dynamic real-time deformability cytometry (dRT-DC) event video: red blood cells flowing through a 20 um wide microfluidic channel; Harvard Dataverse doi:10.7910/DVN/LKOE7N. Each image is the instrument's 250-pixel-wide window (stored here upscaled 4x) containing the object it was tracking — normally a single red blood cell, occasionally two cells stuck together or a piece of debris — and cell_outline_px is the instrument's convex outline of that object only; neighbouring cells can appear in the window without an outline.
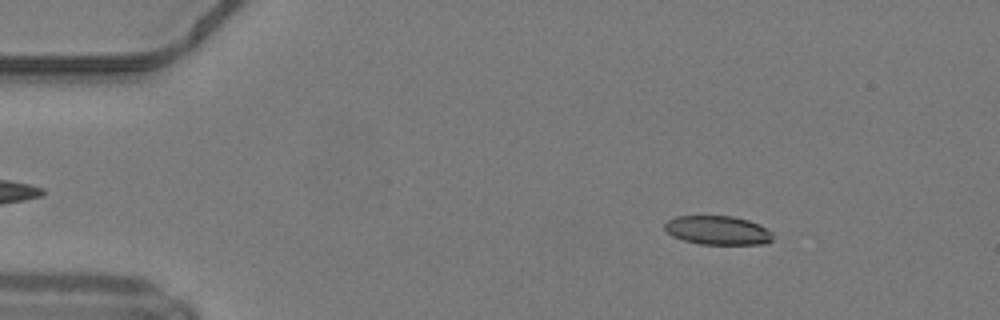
{"species": "common noctule bat (a hibernating species)", "species_latin": "Nyctalus noctula", "temperature_condition": "warm", "stored_images_in_passage": 46, "camera_frame_rate_fps": 3000, "um_per_image_px": 0.085, "animal": {"sex": "male", "body_mass_g": 19.2, "forearm_length_mm": 51.8}, "frame": {"image": 1, "passage_image": 5, "time_ms": 1.333, "image_size_px": [1000, 320], "cell_outline_px": [[772, 240], [764, 244], [700, 244], [684, 240], [672, 236], [664, 228], [664, 224], [668, 220], [676, 216], [732, 216], [748, 220], [772, 232]], "centroid_in_image_um": [60.98, 19.58], "position_along_channel_um": 24.0, "area_um2": 18.03}}
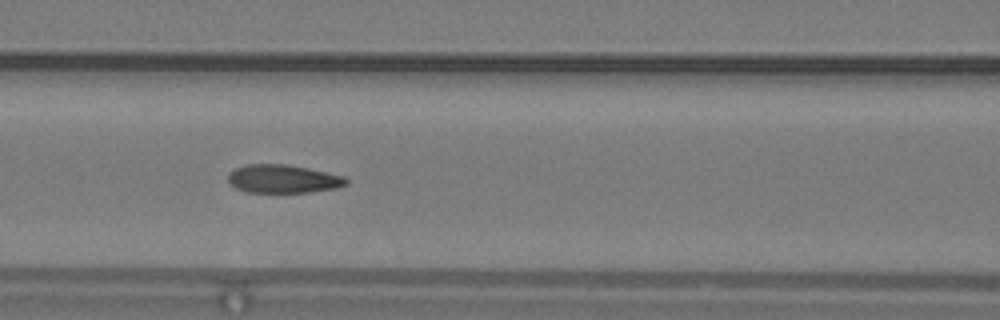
{"frame": {"image": 2, "passage_image": 19, "time_ms": 6.0, "image_size_px": [1000, 320], "cell_outline_px": [[348, 184], [336, 188], [308, 192], [248, 192], [236, 188], [228, 180], [228, 172], [244, 164], [288, 164], [308, 168], [344, 176], [348, 180]], "centroid_in_image_um": [24.06, 15.19], "position_along_channel_um": 142.5, "area_um2": 19.48}}
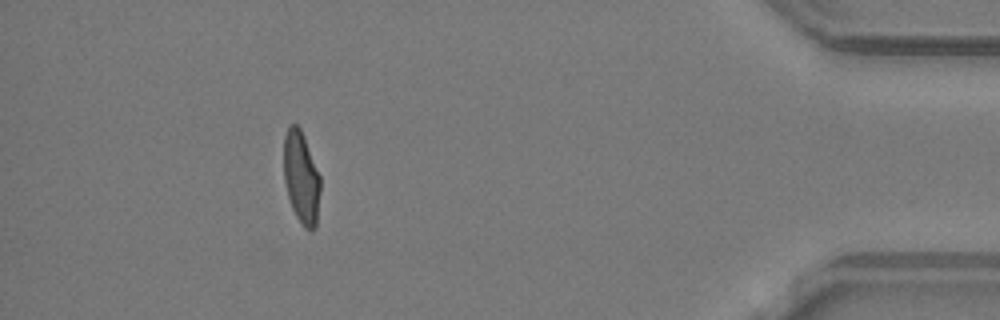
{"frame": {"image": 3, "passage_image": 42, "time_ms": 13.667, "image_size_px": [1000, 320], "cell_outline_px": [[320, 192], [316, 228], [312, 232], [304, 228], [296, 216], [292, 208], [288, 196], [284, 180], [284, 136], [288, 128], [292, 124], [296, 124], [300, 128], [304, 136], [320, 176]], "centroid_in_image_um": [25.61, 15.13], "position_along_channel_um": 409.6, "area_um2": 19.71}, "authors_computed_cell_mechanics": {"area_um2": 19.8254, "velocity_mm_per_s": 4.2336, "shape_relaxation_time_tau1_ms": 8.3218, "shape_relaxation_time_tau2_ms": 1.2844, "deformation_change_tau1": 0.2358, "deformation_change_tau2": 0.0642}}